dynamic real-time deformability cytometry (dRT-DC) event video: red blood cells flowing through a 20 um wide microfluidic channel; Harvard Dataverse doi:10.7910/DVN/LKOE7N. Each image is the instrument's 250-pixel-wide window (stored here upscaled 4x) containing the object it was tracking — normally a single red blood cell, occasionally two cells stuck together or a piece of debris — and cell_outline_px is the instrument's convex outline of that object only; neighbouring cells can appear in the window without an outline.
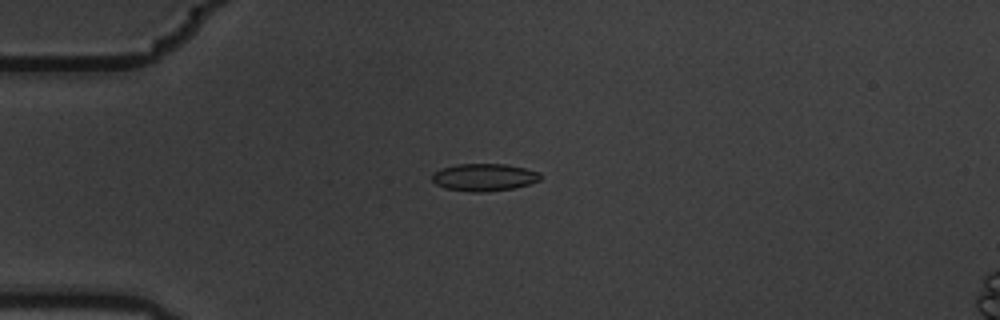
{"species": "common noctule bat (a hibernating species)", "species_latin": "Nyctalus noctula", "temperature_condition": "warm", "stored_images_in_passage": 6, "camera_frame_rate_fps": 3000, "um_per_image_px": 0.085, "animal": {"sex": "male", "body_mass_g": 19.5, "forearm_length_mm": 54.6}, "frame": {"image": 1, "passage_image": 4, "time_ms": 1.0, "image_size_px": [1000, 320], "cell_outline_px": [[540, 180], [528, 184], [512, 188], [484, 192], [472, 192], [448, 188], [436, 184], [432, 180], [432, 172], [440, 168], [456, 164], [504, 164], [524, 168], [540, 172]], "centroid_in_image_um": [41.12, 15.06], "position_along_channel_um": 43.9, "area_um2": 17.17}}
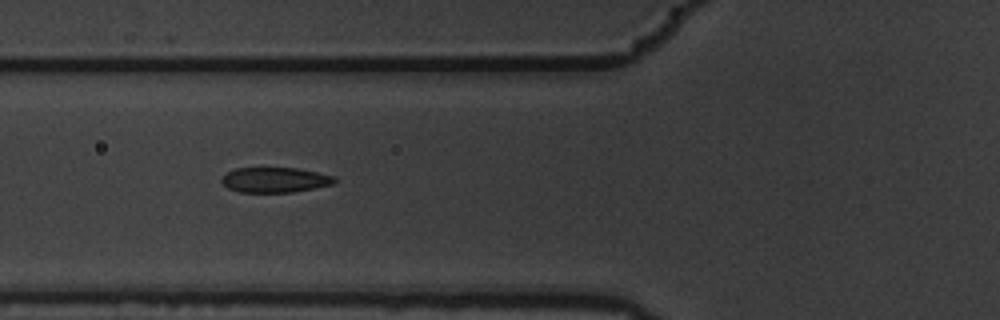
{"frame": {"image": 2, "passage_image": 6, "time_ms": 1.667, "image_size_px": [1000, 320], "cell_outline_px": [[336, 180], [332, 184], [292, 192], [240, 192], [228, 188], [220, 180], [228, 172], [236, 168], [296, 168], [336, 176]], "centroid_in_image_um": [23.36, 15.29], "position_along_channel_um": 102.4, "area_um2": 16.3}}